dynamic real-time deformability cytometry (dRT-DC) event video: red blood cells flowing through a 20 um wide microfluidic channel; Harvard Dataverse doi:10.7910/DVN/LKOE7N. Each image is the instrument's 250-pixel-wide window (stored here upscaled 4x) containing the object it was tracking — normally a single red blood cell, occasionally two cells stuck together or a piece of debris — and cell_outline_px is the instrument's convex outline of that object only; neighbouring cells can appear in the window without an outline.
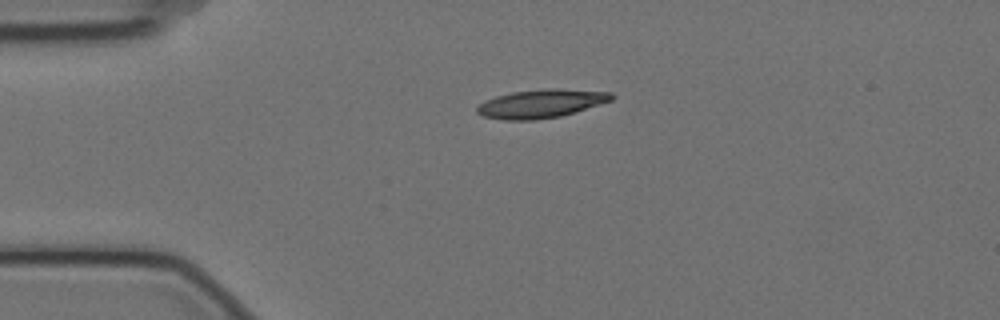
{"species": "Egyptian fruit bat (a non-hibernating species)", "species_latin": "Rousettus aegyptiacus", "temperature_condition": "cold", "stored_images_in_passage": 3, "camera_frame_rate_fps": 3000, "um_per_image_px": 0.085, "animal": {"sex": "female"}, "frame": {"image": 1, "passage_image": 1, "time_ms": 0.0, "image_size_px": [1000, 320], "cell_outline_px": [[616, 96], [612, 100], [576, 112], [560, 116], [532, 120], [504, 120], [484, 116], [476, 112], [476, 108], [484, 100], [496, 96], [512, 92], [544, 88], [556, 88], [612, 92]], "centroid_in_image_um": [46.01, 8.8], "position_along_channel_um": 39.0, "area_um2": 22.43}}
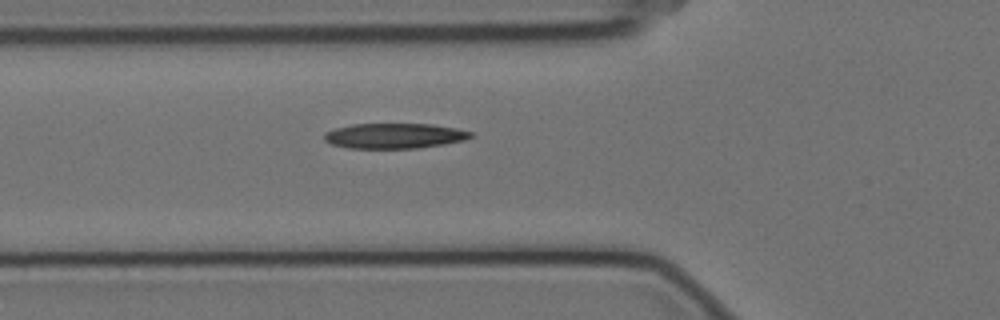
{"frame": {"image": 2, "passage_image": 3, "time_ms": 0.667, "image_size_px": [1000, 320], "cell_outline_px": [[472, 136], [464, 140], [444, 144], [420, 148], [348, 148], [332, 144], [324, 140], [324, 132], [336, 128], [352, 124], [432, 124], [472, 132]], "centroid_in_image_um": [33.49, 11.55], "position_along_channel_um": 92.3, "area_um2": 21.39}}